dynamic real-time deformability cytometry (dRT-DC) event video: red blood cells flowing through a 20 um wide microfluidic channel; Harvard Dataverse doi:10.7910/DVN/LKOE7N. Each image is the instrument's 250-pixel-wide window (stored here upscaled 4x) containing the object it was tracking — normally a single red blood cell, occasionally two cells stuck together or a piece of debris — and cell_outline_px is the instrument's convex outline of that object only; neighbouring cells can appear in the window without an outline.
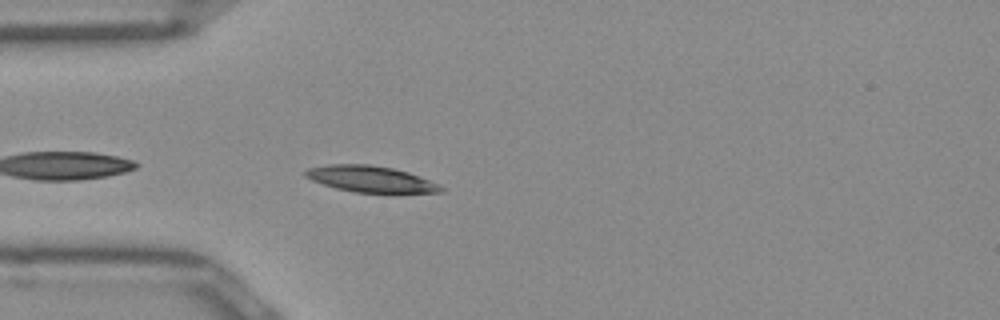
{"species": "Egyptian fruit bat (a non-hibernating species)", "species_latin": "Rousettus aegyptiacus", "temperature_condition": "room temperature", "stored_images_in_passage": 33, "camera_frame_rate_fps": 3000, "um_per_image_px": 0.085, "frame": {"image": 1, "passage_image": 1, "time_ms": 0.0, "image_size_px": [1000, 320], "cell_outline_px": [[444, 192], [356, 192], [336, 188], [312, 180], [304, 176], [304, 172], [308, 168], [328, 164], [368, 164], [392, 168], [408, 172], [428, 180], [444, 188]], "centroid_in_image_um": [31.45, 15.2], "position_along_channel_um": 53.6, "area_um2": 20.29}}
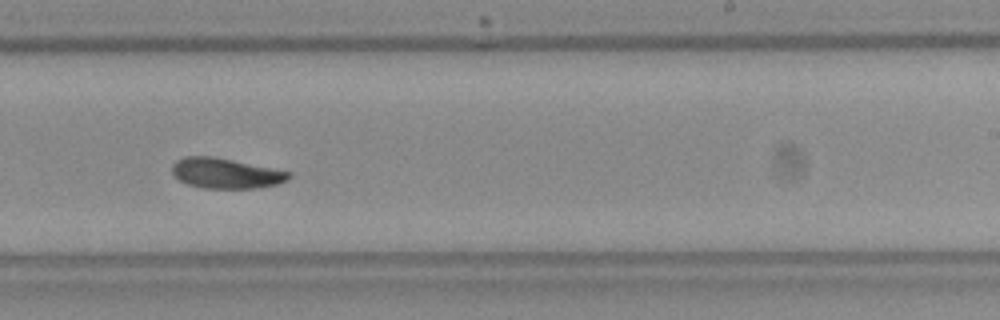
{"frame": {"image": 2, "passage_image": 18, "time_ms": 5.667, "image_size_px": [1000, 320], "cell_outline_px": [[292, 176], [288, 180], [276, 184], [256, 188], [204, 188], [188, 184], [180, 180], [172, 172], [172, 164], [176, 160], [184, 156], [212, 156], [292, 172]], "centroid_in_image_um": [19.19, 14.72], "position_along_channel_um": 269.8, "area_um2": 20.46}}
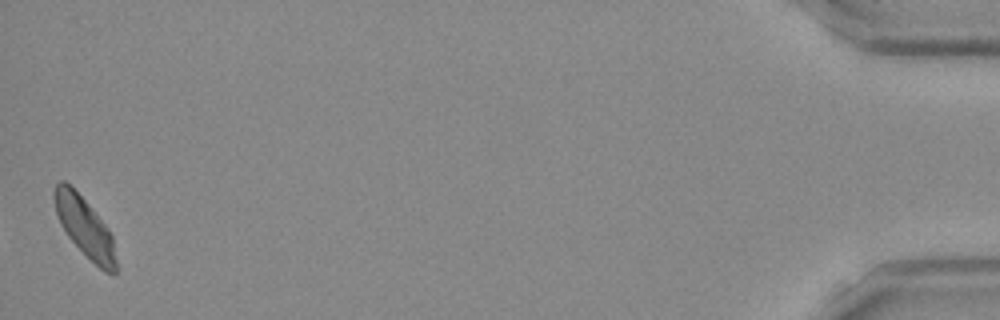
{"frame": {"image": 3, "passage_image": 33, "time_ms": 10.667, "image_size_px": [1000, 320], "cell_outline_px": [[120, 268], [112, 276], [104, 272], [68, 236], [60, 224], [56, 212], [52, 196], [52, 192], [56, 184], [60, 180], [64, 180], [88, 204], [108, 228], [112, 236]], "centroid_in_image_um": [7.24, 19.35], "position_along_channel_um": 428.0, "area_um2": 21.44}, "authors_computed_cell_mechanics": {"area_um2": 20.4612, "velocity_mm_per_s": 3.9136, "shape_relaxation_time_tau1_ms": 4.4961, "shape_relaxation_time_tau2_ms": 5.9549, "deformation_change_tau1": 0.1074, "deformation_change_tau2": 0.1053}}